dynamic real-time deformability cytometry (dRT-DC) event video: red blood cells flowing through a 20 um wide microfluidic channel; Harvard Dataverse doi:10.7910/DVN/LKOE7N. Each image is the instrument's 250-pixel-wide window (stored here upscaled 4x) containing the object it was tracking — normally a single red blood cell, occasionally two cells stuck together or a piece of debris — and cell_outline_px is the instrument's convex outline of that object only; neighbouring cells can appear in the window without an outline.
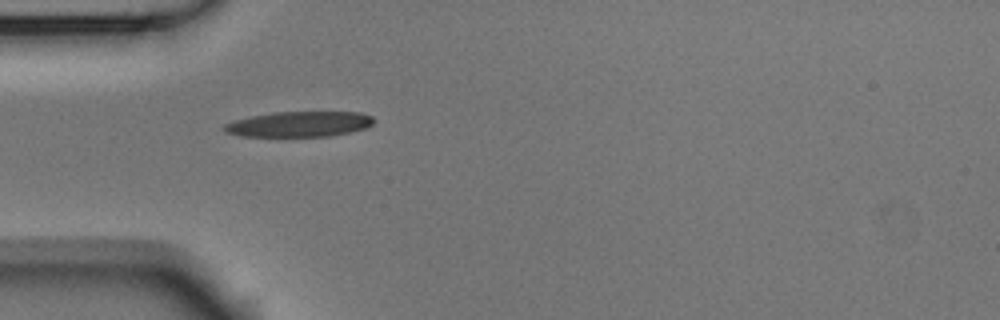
{"species": "Egyptian fruit bat (a non-hibernating species)", "species_latin": "Rousettus aegyptiacus", "temperature_condition": "room temperature", "stored_images_in_passage": 6, "camera_frame_rate_fps": 3000, "um_per_image_px": 0.085, "animal": {"sex": "male"}, "frame": {"image": 1, "passage_image": 5, "time_ms": 1.333, "image_size_px": [1000, 320], "cell_outline_px": [[376, 120], [368, 128], [352, 132], [332, 136], [240, 136], [228, 132], [220, 128], [224, 124], [232, 120], [252, 116], [276, 112], [360, 112], [372, 116]], "centroid_in_image_um": [25.47, 10.55], "position_along_channel_um": 59.5, "area_um2": 22.31}}
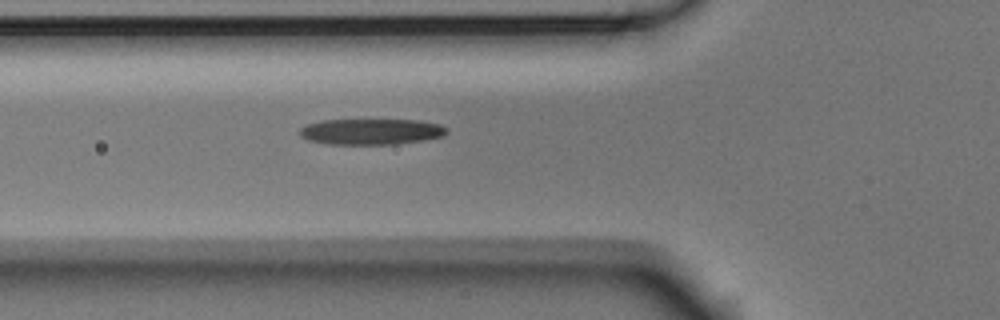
{"frame": {"image": 2, "passage_image": 6, "time_ms": 1.667, "image_size_px": [1000, 320], "cell_outline_px": [[448, 132], [444, 136], [424, 140], [396, 144], [324, 144], [308, 140], [300, 136], [300, 128], [308, 124], [324, 120], [420, 120], [440, 124], [448, 128]], "centroid_in_image_um": [31.58, 11.19], "position_along_channel_um": 94.2, "area_um2": 22.31}}